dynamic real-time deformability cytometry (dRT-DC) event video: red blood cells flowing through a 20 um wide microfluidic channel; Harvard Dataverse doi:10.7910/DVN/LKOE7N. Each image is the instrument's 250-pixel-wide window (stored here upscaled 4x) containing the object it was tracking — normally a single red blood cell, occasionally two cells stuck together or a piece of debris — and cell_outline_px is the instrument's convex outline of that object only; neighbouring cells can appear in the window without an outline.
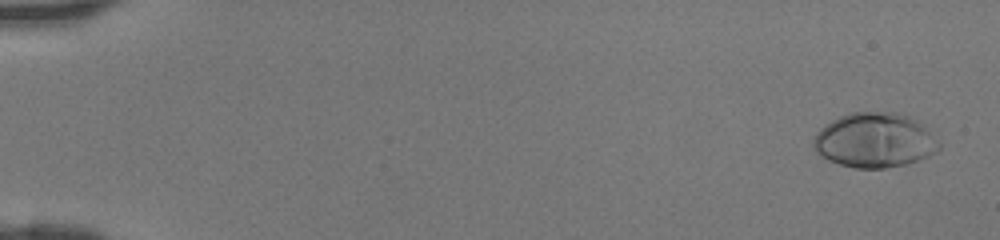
{"species": "human", "species_latin": "Homo sapiens", "temperature_condition": "room temperature", "stored_images_in_passage": 46, "camera_frame_rate_fps": 3000, "um_per_image_px": 0.085, "donor": {"sex": "female"}, "frame": {"image": 1, "passage_image": 2, "time_ms": 0.333, "image_size_px": [1000, 240], "cell_outline_px": [[940, 148], [936, 152], [920, 160], [908, 164], [884, 168], [856, 168], [840, 164], [828, 160], [816, 152], [812, 144], [812, 140], [816, 132], [824, 124], [840, 116], [852, 112], [896, 112], [908, 116], [924, 124], [940, 140]], "centroid_in_image_um": [74.37, 11.92], "position_along_channel_um": 10.6, "area_um2": 40.52}}
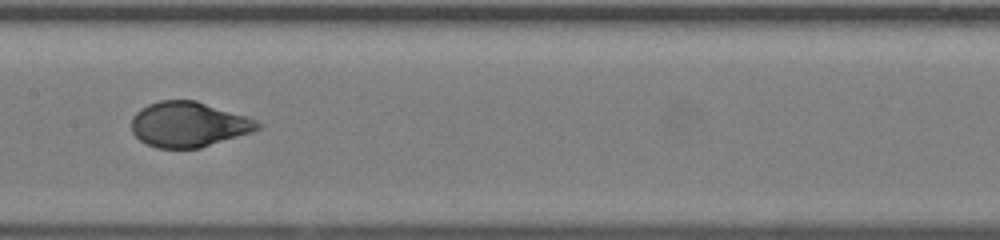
{"frame": {"image": 2, "passage_image": 25, "time_ms": 8.0, "image_size_px": [1000, 240], "cell_outline_px": [[260, 128], [252, 132], [200, 148], [156, 148], [144, 144], [132, 132], [132, 116], [140, 108], [148, 104], [160, 100], [196, 100], [248, 116], [256, 120], [260, 124]], "centroid_in_image_um": [16.02, 10.57], "position_along_channel_um": 191.4, "area_um2": 33.41}}
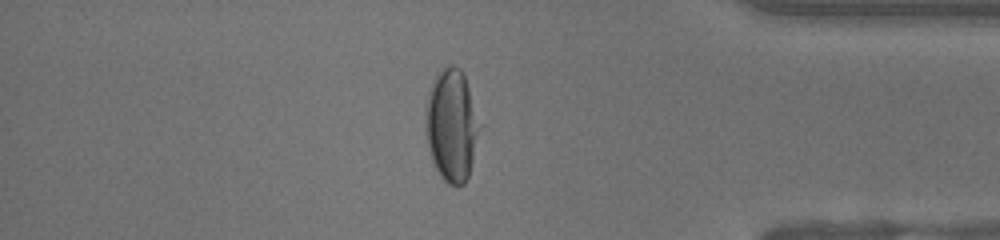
{"frame": {"image": 3, "passage_image": 40, "time_ms": 13.0, "image_size_px": [1000, 240], "cell_outline_px": [[484, 124], [468, 176], [464, 184], [448, 184], [440, 176], [432, 160], [428, 144], [424, 124], [428, 92], [432, 80], [436, 72], [448, 64], [452, 64], [460, 68], [464, 72]], "centroid_in_image_um": [38.45, 10.57], "position_along_channel_um": 396.8, "area_um2": 36.65}}